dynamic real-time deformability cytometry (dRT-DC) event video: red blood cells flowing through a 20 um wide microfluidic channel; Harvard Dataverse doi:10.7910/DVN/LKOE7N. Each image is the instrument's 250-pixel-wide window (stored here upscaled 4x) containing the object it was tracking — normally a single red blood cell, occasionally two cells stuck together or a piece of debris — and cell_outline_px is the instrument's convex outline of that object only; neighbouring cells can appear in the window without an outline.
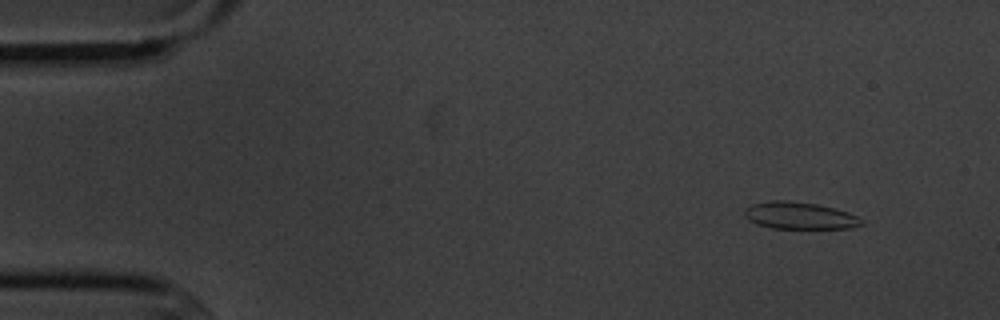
{"species": "common noctule bat (a hibernating species)", "species_latin": "Nyctalus noctula", "temperature_condition": "cold", "stored_images_in_passage": 5, "camera_frame_rate_fps": 3000, "um_per_image_px": 0.085, "animal": {"sex": "male", "body_mass_g": 20.1, "forearm_length_mm": 53.5}, "frame": {"image": 1, "passage_image": 1, "time_ms": 0.0, "image_size_px": [1000, 320], "cell_outline_px": [[864, 224], [852, 228], [772, 228], [756, 224], [748, 220], [744, 216], [744, 208], [752, 204], [772, 200], [784, 200], [816, 204], [848, 212], [864, 220]], "centroid_in_image_um": [67.94, 18.33], "position_along_channel_um": 17.1, "area_um2": 18.44}}
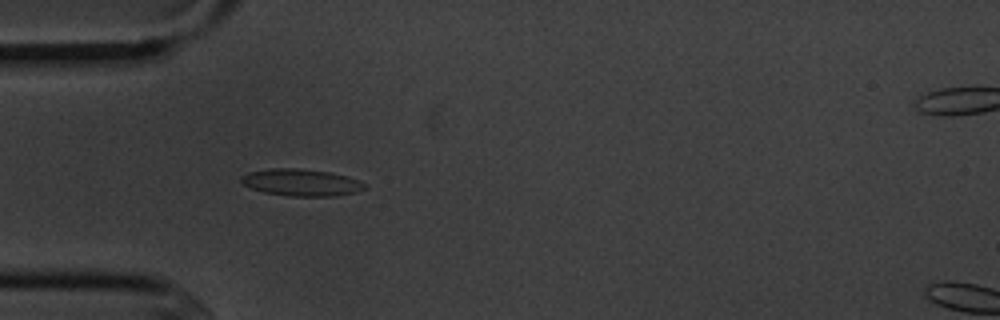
{"frame": {"image": 2, "passage_image": 4, "time_ms": 3.667, "image_size_px": [1000, 320], "cell_outline_px": [[368, 188], [356, 192], [336, 196], [292, 196], [264, 192], [252, 188], [244, 184], [240, 180], [240, 176], [248, 172], [268, 168], [300, 168], [328, 172], [360, 180]], "centroid_in_image_um": [25.6, 15.5], "position_along_channel_um": 59.4, "area_um2": 19.36}}